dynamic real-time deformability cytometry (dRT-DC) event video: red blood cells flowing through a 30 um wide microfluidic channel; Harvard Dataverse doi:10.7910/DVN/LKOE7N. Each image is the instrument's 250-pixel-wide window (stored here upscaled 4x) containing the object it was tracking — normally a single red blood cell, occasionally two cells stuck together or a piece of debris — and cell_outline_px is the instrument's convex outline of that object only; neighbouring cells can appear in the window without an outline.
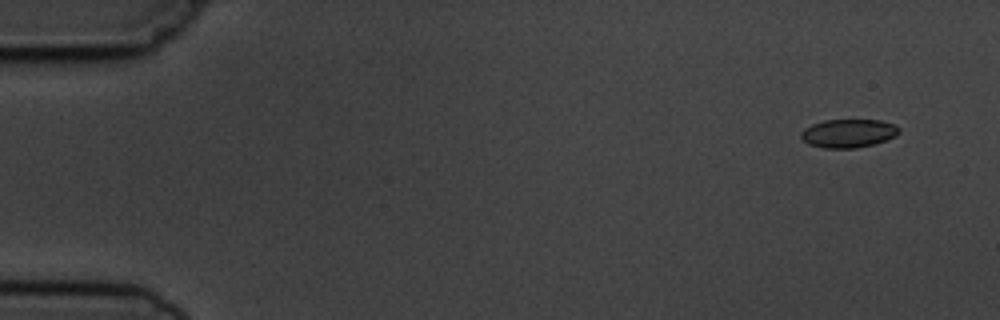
{"species": "common noctule bat (a hibernating species)", "species_latin": "Nyctalus noctula", "temperature_condition": "cold", "stored_images_in_passage": 5, "camera_frame_rate_fps": 3000, "um_per_image_px": 0.085, "animal": {"sex": "male", "body_mass_g": 19.5, "forearm_length_mm": 54.6}, "frame": {"image": 1, "passage_image": 1, "time_ms": 0.0, "image_size_px": [1000, 320], "cell_outline_px": [[900, 132], [896, 136], [872, 144], [856, 148], [824, 148], [808, 144], [800, 136], [800, 132], [804, 128], [812, 124], [824, 120], [880, 120], [896, 124], [900, 128]], "centroid_in_image_um": [72.11, 11.32], "position_along_channel_um": 12.9, "area_um2": 16.3}}
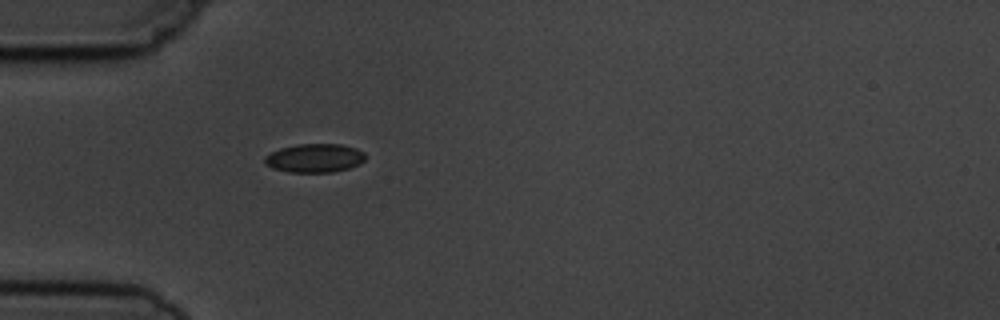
{"frame": {"image": 2, "passage_image": 5, "time_ms": 4.333, "image_size_px": [1000, 320], "cell_outline_px": [[364, 160], [360, 164], [348, 168], [332, 172], [288, 172], [272, 168], [264, 164], [264, 156], [280, 148], [296, 144], [340, 144], [356, 148], [364, 152]], "centroid_in_image_um": [26.72, 13.43], "position_along_channel_um": 58.3, "area_um2": 16.88}}